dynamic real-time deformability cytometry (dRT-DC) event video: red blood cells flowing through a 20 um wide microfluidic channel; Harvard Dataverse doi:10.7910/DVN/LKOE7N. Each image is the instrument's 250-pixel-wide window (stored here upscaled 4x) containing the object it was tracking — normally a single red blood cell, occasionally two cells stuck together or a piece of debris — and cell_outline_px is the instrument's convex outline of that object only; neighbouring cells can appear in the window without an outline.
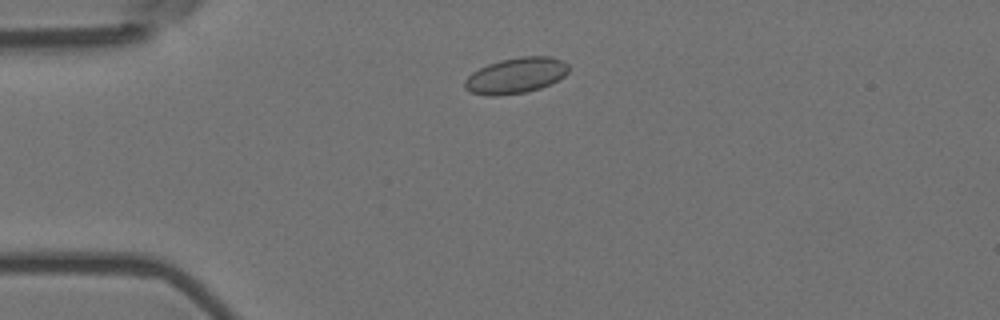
{"species": "Egyptian fruit bat (a non-hibernating species)", "species_latin": "Rousettus aegyptiacus", "temperature_condition": "room temperature", "stored_images_in_passage": 4, "camera_frame_rate_fps": 3000, "um_per_image_px": 0.085, "animal": {"sex": "female"}, "frame": {"image": 1, "passage_image": 3, "time_ms": 0.667, "image_size_px": [1000, 320], "cell_outline_px": [[568, 72], [564, 76], [552, 84], [540, 88], [524, 92], [496, 96], [488, 96], [468, 92], [464, 88], [464, 80], [472, 72], [488, 64], [500, 60], [520, 56], [552, 56], [568, 64]], "centroid_in_image_um": [43.83, 6.42], "position_along_channel_um": 41.2, "area_um2": 21.79}}